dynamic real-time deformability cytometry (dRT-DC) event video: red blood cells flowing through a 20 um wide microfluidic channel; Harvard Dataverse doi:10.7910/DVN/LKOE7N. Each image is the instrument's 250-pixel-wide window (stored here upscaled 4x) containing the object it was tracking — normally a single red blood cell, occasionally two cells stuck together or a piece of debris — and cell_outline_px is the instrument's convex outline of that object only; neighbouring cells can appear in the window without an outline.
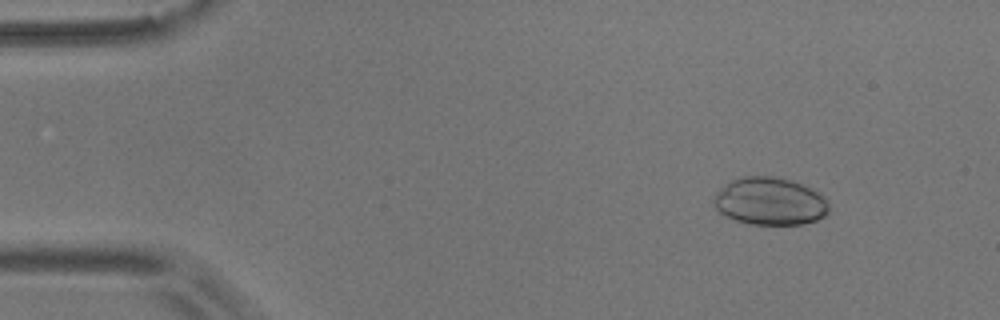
{"species": "common noctule bat (a hibernating species)", "species_latin": "Nyctalus noctula", "temperature_condition": "room temperature", "stored_images_in_passage": 49, "camera_frame_rate_fps": 3000, "um_per_image_px": 0.085, "animal": {"sex": "male", "body_mass_g": 17.9}, "frame": {"image": 1, "passage_image": 1, "time_ms": 0.0, "image_size_px": [1000, 320], "cell_outline_px": [[828, 212], [824, 216], [816, 220], [804, 224], [748, 224], [724, 216], [716, 208], [712, 200], [716, 192], [728, 180], [744, 176], [772, 176], [788, 180], [800, 184], [820, 192], [828, 200]], "centroid_in_image_um": [65.41, 17.11], "position_along_channel_um": 19.6, "area_um2": 32.14}}
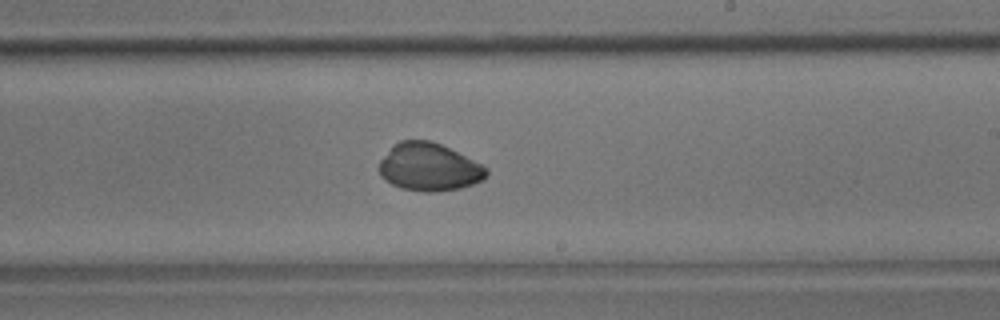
{"frame": {"image": 2, "passage_image": 27, "time_ms": 8.667, "image_size_px": [1000, 320], "cell_outline_px": [[488, 176], [484, 180], [460, 188], [436, 192], [424, 192], [400, 188], [384, 180], [380, 176], [380, 160], [392, 144], [400, 140], [428, 140], [440, 144], [488, 168]], "centroid_in_image_um": [36.44, 14.21], "position_along_channel_um": 252.6, "area_um2": 29.88}}
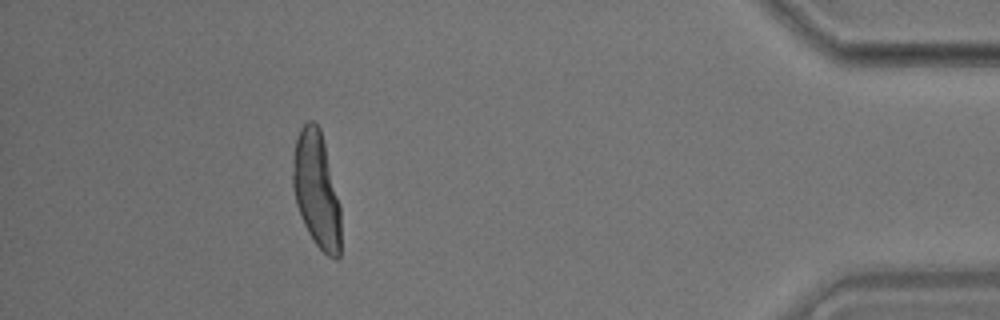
{"frame": {"image": 3, "passage_image": 44, "time_ms": 14.333, "image_size_px": [1000, 320], "cell_outline_px": [[340, 256], [336, 260], [328, 256], [316, 244], [308, 232], [304, 224], [296, 204], [292, 188], [292, 160], [296, 136], [300, 128], [308, 120], [312, 120], [320, 128], [340, 204]], "centroid_in_image_um": [26.88, 16.12], "position_along_channel_um": 408.3, "area_um2": 32.54}}